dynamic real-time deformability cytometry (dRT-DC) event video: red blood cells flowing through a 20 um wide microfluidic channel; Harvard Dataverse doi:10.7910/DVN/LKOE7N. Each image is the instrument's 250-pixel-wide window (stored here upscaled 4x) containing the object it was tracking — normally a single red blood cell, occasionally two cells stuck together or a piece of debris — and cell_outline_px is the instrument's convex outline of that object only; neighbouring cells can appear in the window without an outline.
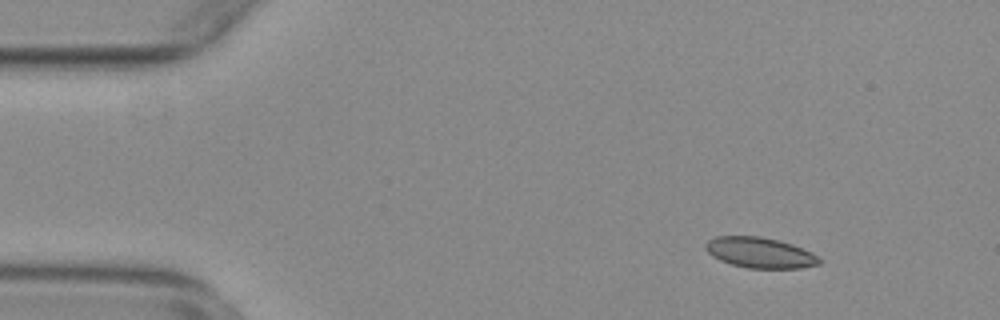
{"species": "common noctule bat (a hibernating species)", "species_latin": "Nyctalus noctula", "temperature_condition": "warm", "stored_images_in_passage": 54, "camera_frame_rate_fps": 3000, "um_per_image_px": 0.085, "animal": {"sex": "female", "body_mass_g": 29.2, "forearm_length_mm": 56.3}, "frame": {"image": 1, "passage_image": 6, "time_ms": 1.667, "image_size_px": [1000, 320], "cell_outline_px": [[820, 264], [800, 268], [748, 268], [732, 264], [720, 260], [712, 256], [704, 248], [704, 244], [708, 240], [716, 236], [760, 236], [792, 244], [812, 252], [820, 256]], "centroid_in_image_um": [64.59, 21.47], "position_along_channel_um": 20.4, "area_um2": 20.29}}
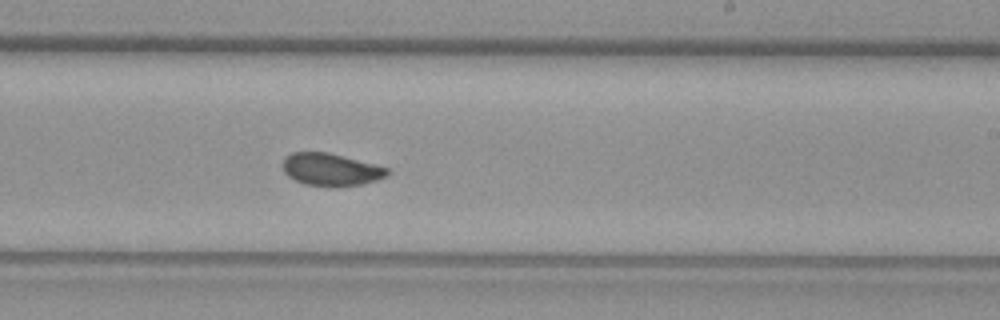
{"frame": {"image": 2, "passage_image": 32, "time_ms": 10.333, "image_size_px": [1000, 320], "cell_outline_px": [[388, 176], [376, 180], [360, 184], [336, 188], [328, 188], [304, 184], [288, 176], [284, 172], [284, 156], [292, 152], [328, 152], [376, 164], [388, 168]], "centroid_in_image_um": [28.13, 14.43], "position_along_channel_um": 260.9, "area_um2": 20.06}}
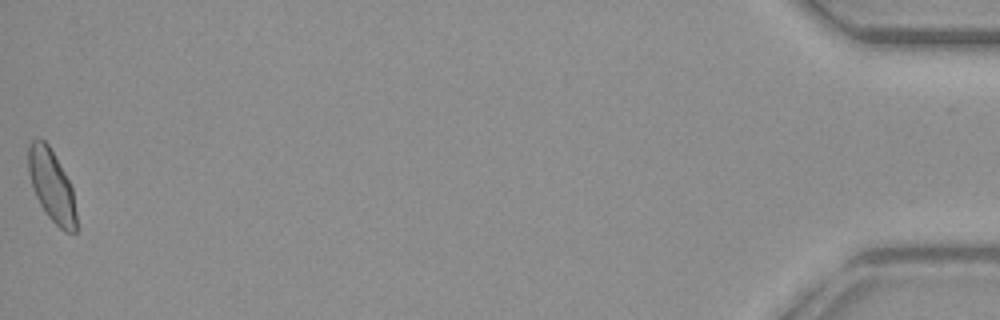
{"frame": {"image": 3, "passage_image": 54, "time_ms": 17.667, "image_size_px": [1000, 320], "cell_outline_px": [[76, 232], [64, 232], [48, 216], [40, 204], [32, 188], [28, 172], [28, 144], [36, 136], [40, 136], [48, 144], [64, 172], [72, 188], [76, 212]], "centroid_in_image_um": [4.36, 15.75], "position_along_channel_um": 430.8, "area_um2": 20.11}, "authors_computed_cell_mechanics": {"area_um2": 20.1144, "velocity_mm_per_s": 3.7715, "shape_relaxation_time_tau1_ms": 6.3585, "shape_relaxation_time_tau2_ms": 1.4052, "deformation_change_tau1": 0.1243, "deformation_change_tau2": 0.04}}